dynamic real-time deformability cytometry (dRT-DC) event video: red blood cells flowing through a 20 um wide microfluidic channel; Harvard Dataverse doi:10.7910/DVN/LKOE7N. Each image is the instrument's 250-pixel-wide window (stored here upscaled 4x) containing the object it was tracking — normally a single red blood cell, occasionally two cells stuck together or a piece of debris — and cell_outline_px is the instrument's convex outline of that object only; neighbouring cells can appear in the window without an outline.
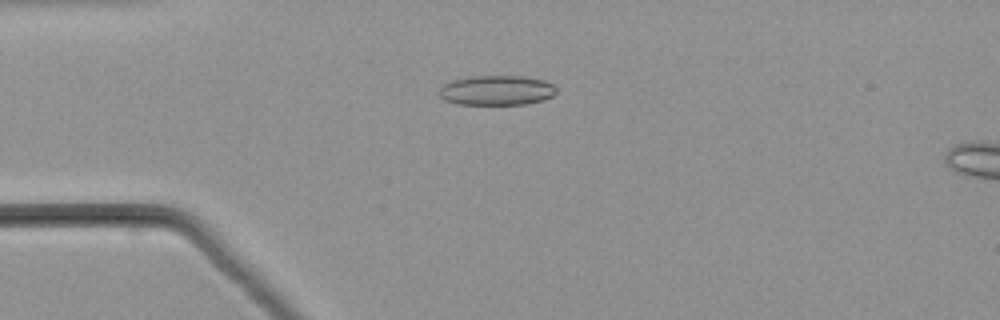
{"species": "common noctule bat (a hibernating species)", "species_latin": "Nyctalus noctula", "temperature_condition": "warm", "stored_images_in_passage": 18, "camera_frame_rate_fps": 3000, "um_per_image_px": 0.085, "animal": {"sex": "male", "body_mass_g": 21.5, "forearm_length_mm": 52.0}, "frame": {"image": 1, "passage_image": 13, "time_ms": 4.0, "image_size_px": [1000, 320], "cell_outline_px": [[556, 92], [552, 96], [544, 100], [524, 104], [456, 104], [444, 100], [440, 96], [440, 88], [444, 84], [452, 80], [472, 76], [524, 76], [544, 80], [552, 84], [556, 88]], "centroid_in_image_um": [42.22, 7.67], "position_along_channel_um": 42.8, "area_um2": 20.35}}